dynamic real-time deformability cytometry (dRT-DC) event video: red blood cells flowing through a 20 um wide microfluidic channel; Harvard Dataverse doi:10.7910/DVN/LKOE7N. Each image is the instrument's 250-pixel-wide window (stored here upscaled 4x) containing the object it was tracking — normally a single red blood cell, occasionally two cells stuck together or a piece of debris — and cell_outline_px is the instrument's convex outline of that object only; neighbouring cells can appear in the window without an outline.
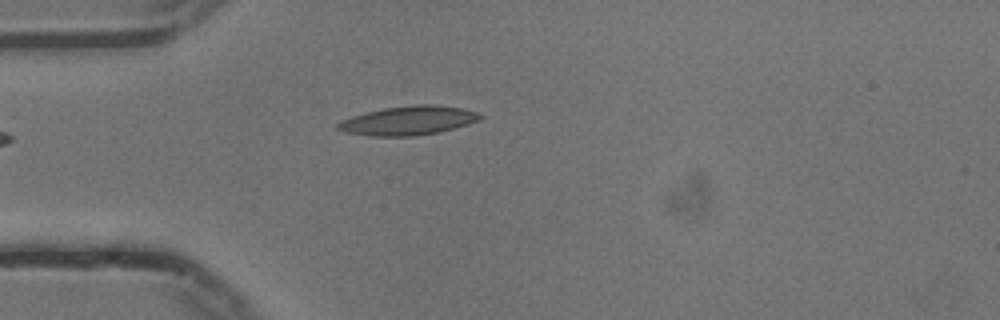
{"species": "common noctule bat (a hibernating species)", "species_latin": "Nyctalus noctula", "temperature_condition": "cold", "stored_images_in_passage": 35, "camera_frame_rate_fps": 3000, "um_per_image_px": 0.085, "animal": {"sex": "male", "body_mass_g": 13.3}, "frame": {"image": 1, "passage_image": 1, "time_ms": 0.0, "image_size_px": [1000, 320], "cell_outline_px": [[484, 116], [480, 120], [468, 124], [436, 132], [412, 136], [372, 136], [348, 132], [336, 128], [336, 124], [352, 116], [384, 108], [416, 104], [432, 104], [460, 108], [476, 112]], "centroid_in_image_um": [34.72, 10.24], "position_along_channel_um": 50.3, "area_um2": 23.58}}
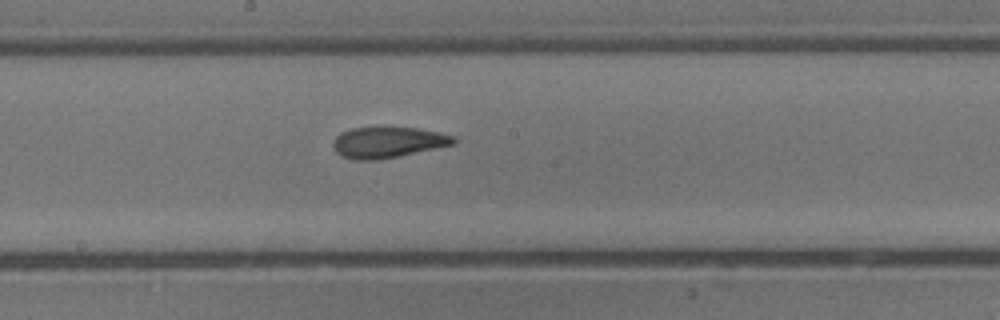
{"frame": {"image": 2, "passage_image": 15, "time_ms": 4.667, "image_size_px": [1000, 320], "cell_outline_px": [[456, 144], [376, 160], [352, 160], [340, 156], [336, 152], [332, 144], [336, 136], [340, 132], [352, 128], [416, 128], [440, 132], [456, 136]], "centroid_in_image_um": [32.96, 12.1], "position_along_channel_um": 215.2, "area_um2": 21.62}}
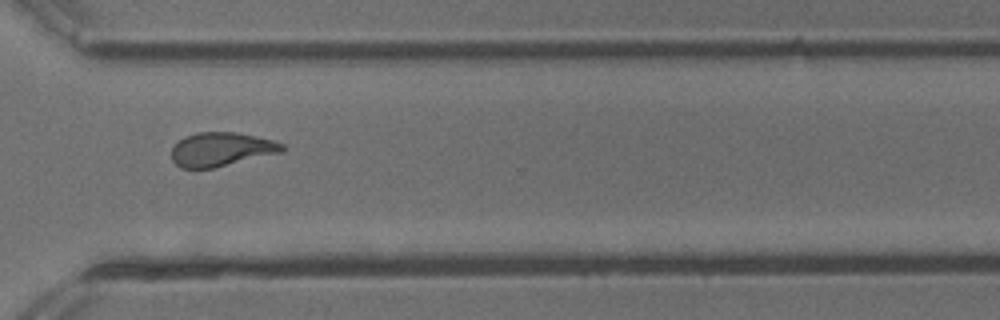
{"frame": {"image": 3, "passage_image": 26, "time_ms": 8.333, "image_size_px": [1000, 320], "cell_outline_px": [[284, 148], [280, 152], [212, 168], [180, 168], [172, 160], [172, 148], [184, 136], [196, 132], [236, 132], [256, 136], [272, 140], [284, 144]], "centroid_in_image_um": [18.77, 12.68], "position_along_channel_um": 351.8, "area_um2": 21.56}, "authors_computed_cell_mechanics": {"area_um2": 21.7906, "velocity_mm_per_s": 3.7382, "shape_relaxation_time_tau1_ms": 8.8674, "shape_relaxation_time_tau2_ms": 2.38, "deformation_change_tau1": 0.2177, "deformation_change_tau2": 0.0953}}